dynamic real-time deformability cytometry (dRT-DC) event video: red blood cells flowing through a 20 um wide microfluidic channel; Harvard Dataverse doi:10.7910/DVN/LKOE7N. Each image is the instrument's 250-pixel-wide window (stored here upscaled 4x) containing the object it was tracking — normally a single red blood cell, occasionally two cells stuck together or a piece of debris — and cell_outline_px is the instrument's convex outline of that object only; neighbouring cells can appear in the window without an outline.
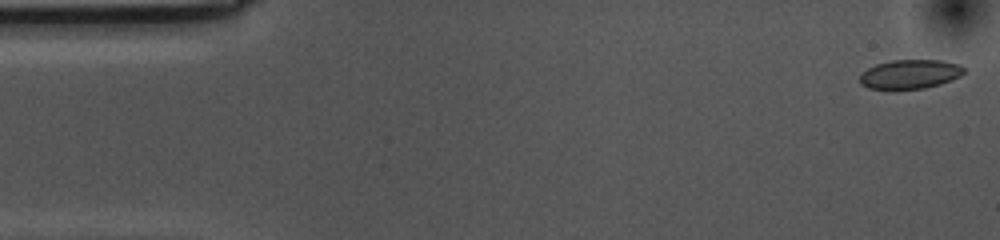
{"species": "common noctule bat (a hibernating species)", "species_latin": "Nyctalus noctula", "temperature_condition": "cold", "stored_images_in_passage": 55, "camera_frame_rate_fps": 3000, "um_per_image_px": 0.085, "animal": {"sex": "female", "body_mass_g": 10.0, "forearm_length_mm": 53.1}, "frame": {"image": 1, "passage_image": 1, "time_ms": 0.0, "image_size_px": [1000, 240], "cell_outline_px": [[964, 72], [960, 76], [940, 84], [924, 88], [868, 88], [860, 84], [860, 72], [876, 64], [892, 60], [940, 60], [960, 64], [964, 68]], "centroid_in_image_um": [77.34, 6.29], "position_along_channel_um": 7.7, "area_um2": 17.51}}
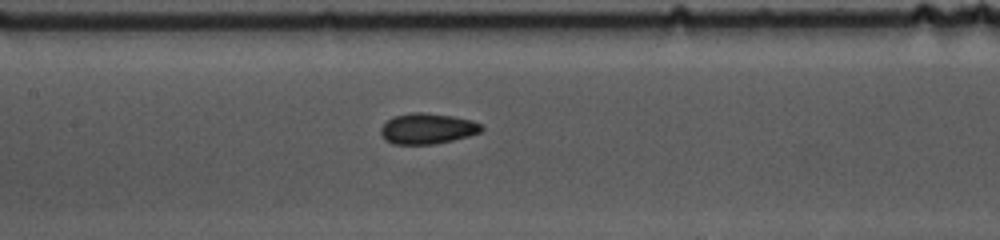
{"frame": {"image": 2, "passage_image": 24, "time_ms": 7.667, "image_size_px": [1000, 240], "cell_outline_px": [[484, 128], [480, 132], [468, 136], [452, 140], [432, 144], [392, 144], [384, 140], [380, 136], [380, 128], [392, 116], [412, 112], [424, 112], [452, 116], [472, 120], [480, 124]], "centroid_in_image_um": [36.28, 10.93], "position_along_channel_um": 171.1, "area_um2": 18.09}}
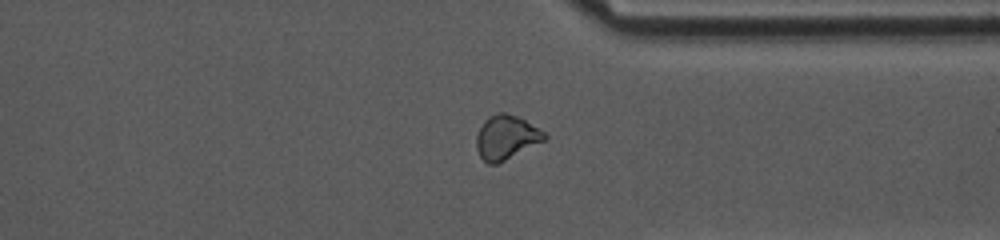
{"frame": {"image": 3, "passage_image": 41, "time_ms": 13.333, "image_size_px": [1000, 240], "cell_outline_px": [[548, 140], [496, 164], [488, 164], [480, 156], [476, 148], [476, 136], [484, 120], [488, 116], [500, 112], [504, 112], [516, 116], [524, 120], [544, 132], [548, 136]], "centroid_in_image_um": [43.04, 11.68], "position_along_channel_um": 368.4, "area_um2": 17.51}, "authors_computed_cell_mechanics": {"area_um2": 17.8024, "velocity_mm_per_s": 3.5357, "shape_relaxation_time_tau1_ms": 5.9183, "shape_relaxation_time_tau2_ms": 2.9625, "deformation_change_tau1": 0.0865, "deformation_change_tau2": 0.0639}}